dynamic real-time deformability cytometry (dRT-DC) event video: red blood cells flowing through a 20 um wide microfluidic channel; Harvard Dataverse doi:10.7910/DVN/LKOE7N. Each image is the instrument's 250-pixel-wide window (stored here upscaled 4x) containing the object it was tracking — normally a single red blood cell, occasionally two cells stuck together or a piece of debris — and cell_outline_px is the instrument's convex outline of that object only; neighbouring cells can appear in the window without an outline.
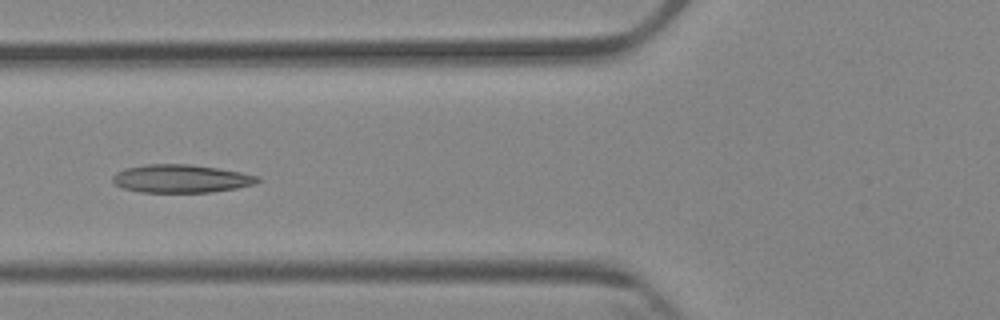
{"species": "Egyptian fruit bat (a non-hibernating species)", "species_latin": "Rousettus aegyptiacus", "temperature_condition": "cold", "stored_images_in_passage": 6, "camera_frame_rate_fps": 3000, "um_per_image_px": 0.085, "animal": {"sex": "female"}, "frame": {"image": 1, "passage_image": 6, "time_ms": 6.667, "image_size_px": [1000, 320], "cell_outline_px": [[264, 180], [256, 184], [236, 188], [212, 192], [140, 192], [124, 188], [116, 184], [112, 180], [112, 176], [116, 172], [124, 168], [144, 164], [192, 164], [220, 168], [260, 176]], "centroid_in_image_um": [15.44, 15.17], "position_along_channel_um": 110.4, "area_um2": 24.04}}